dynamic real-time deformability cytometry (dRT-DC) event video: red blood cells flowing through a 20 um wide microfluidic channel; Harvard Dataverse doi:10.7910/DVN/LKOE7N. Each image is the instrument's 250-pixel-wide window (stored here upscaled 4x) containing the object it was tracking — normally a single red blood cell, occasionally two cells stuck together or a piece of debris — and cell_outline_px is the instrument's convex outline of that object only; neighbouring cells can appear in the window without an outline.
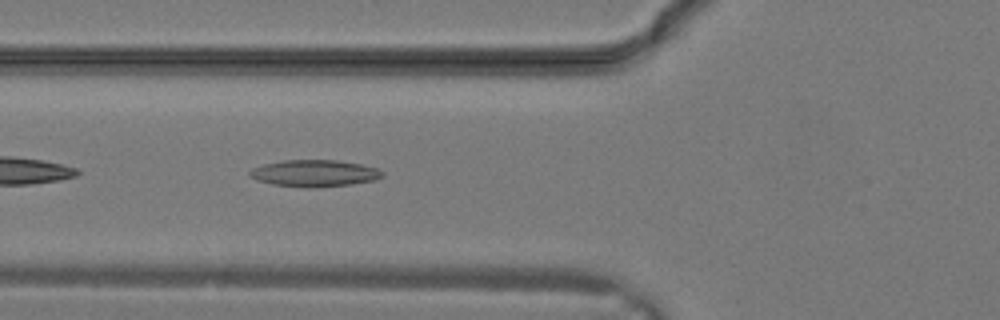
{"species": "common noctule bat (a hibernating species)", "species_latin": "Nyctalus noctula", "temperature_condition": "warm", "stored_images_in_passage": 12, "camera_frame_rate_fps": 3000, "um_per_image_px": 0.085, "animal": {"sex": "male", "body_mass_g": 19.2, "forearm_length_mm": 51.8}, "frame": {"image": 1, "passage_image": 12, "time_ms": 3.667, "image_size_px": [1000, 320], "cell_outline_px": [[384, 176], [376, 180], [352, 184], [308, 188], [272, 184], [256, 180], [248, 176], [248, 172], [252, 168], [264, 164], [284, 160], [336, 160], [360, 164], [380, 168], [384, 172]], "centroid_in_image_um": [26.75, 14.73], "position_along_channel_um": 99.1, "area_um2": 20.87}}